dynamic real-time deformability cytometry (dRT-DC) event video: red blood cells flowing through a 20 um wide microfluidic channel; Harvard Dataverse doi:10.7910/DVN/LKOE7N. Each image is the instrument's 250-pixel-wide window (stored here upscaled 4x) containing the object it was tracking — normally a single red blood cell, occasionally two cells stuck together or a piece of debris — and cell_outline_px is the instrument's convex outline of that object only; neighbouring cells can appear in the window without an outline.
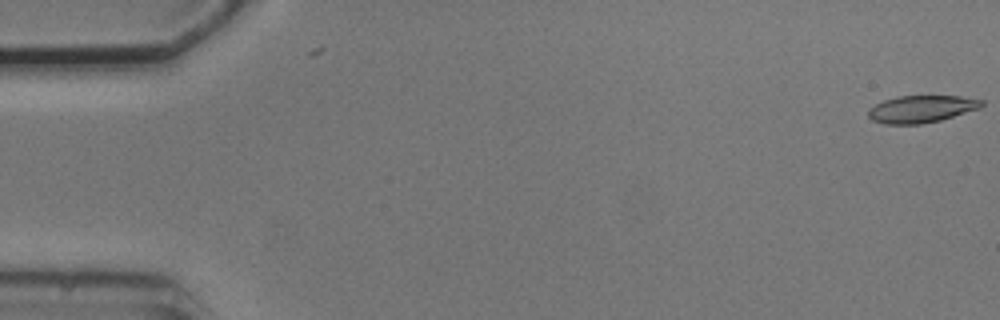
{"species": "common noctule bat (a hibernating species)", "species_latin": "Nyctalus noctula", "temperature_condition": "cold", "stored_images_in_passage": 2, "camera_frame_rate_fps": 3000, "um_per_image_px": 0.085, "animal": {"sex": "male", "body_mass_g": 20.5, "forearm_length_mm": 52.5}, "frame": {"image": 1, "passage_image": 2, "time_ms": 0.333, "image_size_px": [1000, 320], "cell_outline_px": [[984, 104], [980, 108], [940, 120], [920, 124], [884, 124], [872, 120], [868, 116], [868, 108], [884, 100], [896, 96], [960, 96], [984, 100]], "centroid_in_image_um": [78.3, 9.26], "position_along_channel_um": 6.7, "area_um2": 17.98}}